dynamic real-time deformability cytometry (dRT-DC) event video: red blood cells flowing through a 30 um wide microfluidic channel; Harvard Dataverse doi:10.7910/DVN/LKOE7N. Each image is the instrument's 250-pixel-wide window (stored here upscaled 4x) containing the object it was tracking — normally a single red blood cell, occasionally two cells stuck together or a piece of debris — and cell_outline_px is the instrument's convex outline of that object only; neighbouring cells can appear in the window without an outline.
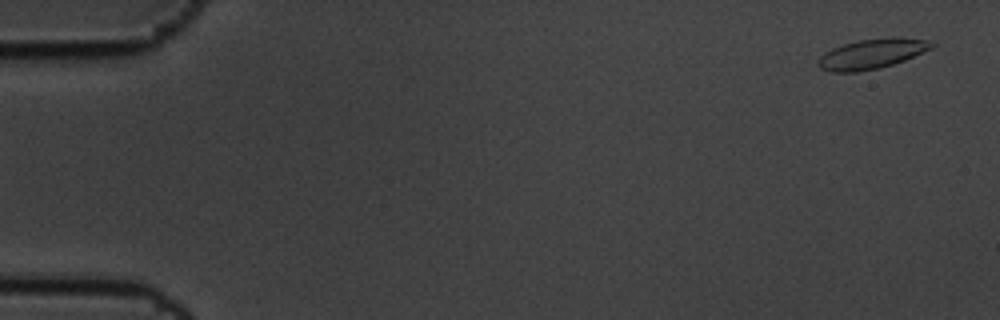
{"species": "common noctule bat (a hibernating species)", "species_latin": "Nyctalus noctula", "temperature_condition": "cold", "stored_images_in_passage": 7, "camera_frame_rate_fps": 3000, "um_per_image_px": 0.085, "animal": {"sex": "male", "body_mass_g": 19.5, "forearm_length_mm": 54.6}, "frame": {"image": 1, "passage_image": 1, "time_ms": 0.0, "image_size_px": [1000, 320], "cell_outline_px": [[936, 44], [932, 48], [904, 60], [880, 68], [856, 72], [832, 72], [820, 68], [816, 64], [816, 60], [824, 52], [832, 48], [856, 40], [928, 40]], "centroid_in_image_um": [73.97, 4.63], "position_along_channel_um": 11.0, "area_um2": 18.96}}
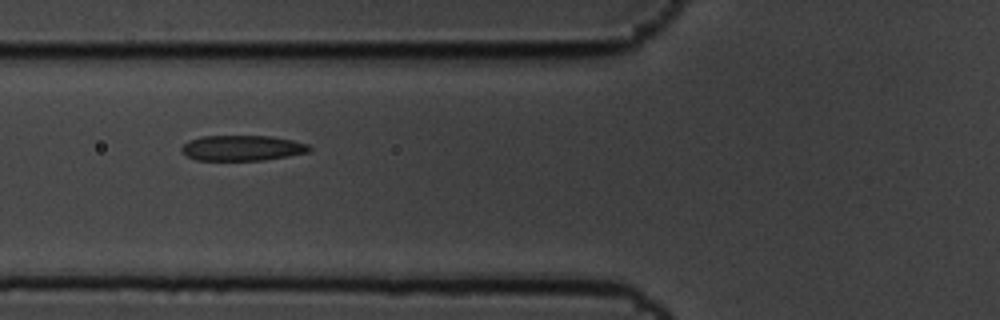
{"frame": {"image": 2, "passage_image": 6, "time_ms": 1.667, "image_size_px": [1000, 320], "cell_outline_px": [[312, 148], [308, 152], [288, 156], [264, 160], [196, 160], [180, 152], [180, 148], [188, 140], [200, 136], [272, 136], [292, 140], [308, 144]], "centroid_in_image_um": [20.56, 12.58], "position_along_channel_um": 105.2, "area_um2": 19.02}}
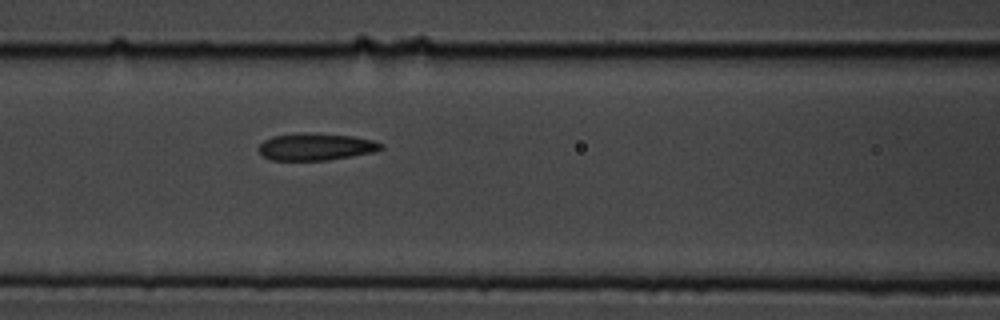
{"frame": {"image": 3, "passage_image": 7, "time_ms": 2.0, "image_size_px": [1000, 320], "cell_outline_px": [[384, 148], [376, 152], [328, 160], [272, 160], [264, 156], [260, 152], [260, 144], [264, 140], [272, 136], [352, 136], [372, 140], [384, 144]], "centroid_in_image_um": [26.93, 12.54], "position_along_channel_um": 139.7, "area_um2": 18.15}}